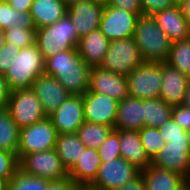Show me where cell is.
Listing matches in <instances>:
<instances>
[{
	"label": "cell",
	"mask_w": 190,
	"mask_h": 190,
	"mask_svg": "<svg viewBox=\"0 0 190 190\" xmlns=\"http://www.w3.org/2000/svg\"><path fill=\"white\" fill-rule=\"evenodd\" d=\"M90 73L91 67L82 60L77 48L45 59L44 74L56 78L71 95L83 96L89 90Z\"/></svg>",
	"instance_id": "cell-1"
},
{
	"label": "cell",
	"mask_w": 190,
	"mask_h": 190,
	"mask_svg": "<svg viewBox=\"0 0 190 190\" xmlns=\"http://www.w3.org/2000/svg\"><path fill=\"white\" fill-rule=\"evenodd\" d=\"M132 38L144 62L160 63L168 59L172 41L152 15L138 16Z\"/></svg>",
	"instance_id": "cell-2"
},
{
	"label": "cell",
	"mask_w": 190,
	"mask_h": 190,
	"mask_svg": "<svg viewBox=\"0 0 190 190\" xmlns=\"http://www.w3.org/2000/svg\"><path fill=\"white\" fill-rule=\"evenodd\" d=\"M79 39L67 14L54 24L38 28L35 32V44L44 59L64 50L77 48Z\"/></svg>",
	"instance_id": "cell-3"
},
{
	"label": "cell",
	"mask_w": 190,
	"mask_h": 190,
	"mask_svg": "<svg viewBox=\"0 0 190 190\" xmlns=\"http://www.w3.org/2000/svg\"><path fill=\"white\" fill-rule=\"evenodd\" d=\"M45 59L36 44L20 49L14 56L5 78L11 90L31 88L39 75L44 74Z\"/></svg>",
	"instance_id": "cell-4"
},
{
	"label": "cell",
	"mask_w": 190,
	"mask_h": 190,
	"mask_svg": "<svg viewBox=\"0 0 190 190\" xmlns=\"http://www.w3.org/2000/svg\"><path fill=\"white\" fill-rule=\"evenodd\" d=\"M5 107L19 129L47 118L40 99L31 88L12 90Z\"/></svg>",
	"instance_id": "cell-5"
},
{
	"label": "cell",
	"mask_w": 190,
	"mask_h": 190,
	"mask_svg": "<svg viewBox=\"0 0 190 190\" xmlns=\"http://www.w3.org/2000/svg\"><path fill=\"white\" fill-rule=\"evenodd\" d=\"M128 95L141 99L159 98L162 62H143L127 75Z\"/></svg>",
	"instance_id": "cell-6"
},
{
	"label": "cell",
	"mask_w": 190,
	"mask_h": 190,
	"mask_svg": "<svg viewBox=\"0 0 190 190\" xmlns=\"http://www.w3.org/2000/svg\"><path fill=\"white\" fill-rule=\"evenodd\" d=\"M144 61L133 38L110 41L109 48L101 64V68L110 72L127 76Z\"/></svg>",
	"instance_id": "cell-7"
},
{
	"label": "cell",
	"mask_w": 190,
	"mask_h": 190,
	"mask_svg": "<svg viewBox=\"0 0 190 190\" xmlns=\"http://www.w3.org/2000/svg\"><path fill=\"white\" fill-rule=\"evenodd\" d=\"M19 169L29 175L50 181L69 177L55 149L23 155L19 159Z\"/></svg>",
	"instance_id": "cell-8"
},
{
	"label": "cell",
	"mask_w": 190,
	"mask_h": 190,
	"mask_svg": "<svg viewBox=\"0 0 190 190\" xmlns=\"http://www.w3.org/2000/svg\"><path fill=\"white\" fill-rule=\"evenodd\" d=\"M140 174V170L124 158L101 162L95 180L85 190H116Z\"/></svg>",
	"instance_id": "cell-9"
},
{
	"label": "cell",
	"mask_w": 190,
	"mask_h": 190,
	"mask_svg": "<svg viewBox=\"0 0 190 190\" xmlns=\"http://www.w3.org/2000/svg\"><path fill=\"white\" fill-rule=\"evenodd\" d=\"M57 136L56 128L48 117L20 129L18 159L25 154L55 149Z\"/></svg>",
	"instance_id": "cell-10"
},
{
	"label": "cell",
	"mask_w": 190,
	"mask_h": 190,
	"mask_svg": "<svg viewBox=\"0 0 190 190\" xmlns=\"http://www.w3.org/2000/svg\"><path fill=\"white\" fill-rule=\"evenodd\" d=\"M151 165L179 173L186 179L190 176V148L188 140L168 141L151 160Z\"/></svg>",
	"instance_id": "cell-11"
},
{
	"label": "cell",
	"mask_w": 190,
	"mask_h": 190,
	"mask_svg": "<svg viewBox=\"0 0 190 190\" xmlns=\"http://www.w3.org/2000/svg\"><path fill=\"white\" fill-rule=\"evenodd\" d=\"M138 15L113 6H104L99 29L109 41L133 37Z\"/></svg>",
	"instance_id": "cell-12"
},
{
	"label": "cell",
	"mask_w": 190,
	"mask_h": 190,
	"mask_svg": "<svg viewBox=\"0 0 190 190\" xmlns=\"http://www.w3.org/2000/svg\"><path fill=\"white\" fill-rule=\"evenodd\" d=\"M118 103L119 101L106 94L95 93L88 90L83 95L85 121L114 128L117 118Z\"/></svg>",
	"instance_id": "cell-13"
},
{
	"label": "cell",
	"mask_w": 190,
	"mask_h": 190,
	"mask_svg": "<svg viewBox=\"0 0 190 190\" xmlns=\"http://www.w3.org/2000/svg\"><path fill=\"white\" fill-rule=\"evenodd\" d=\"M104 6L105 3L100 0H83L67 9V15L79 37L99 28Z\"/></svg>",
	"instance_id": "cell-14"
},
{
	"label": "cell",
	"mask_w": 190,
	"mask_h": 190,
	"mask_svg": "<svg viewBox=\"0 0 190 190\" xmlns=\"http://www.w3.org/2000/svg\"><path fill=\"white\" fill-rule=\"evenodd\" d=\"M48 118L59 134L76 133L85 122L83 96L70 95Z\"/></svg>",
	"instance_id": "cell-15"
},
{
	"label": "cell",
	"mask_w": 190,
	"mask_h": 190,
	"mask_svg": "<svg viewBox=\"0 0 190 190\" xmlns=\"http://www.w3.org/2000/svg\"><path fill=\"white\" fill-rule=\"evenodd\" d=\"M89 91L106 94L121 101L128 96L127 76L110 72L101 67H92Z\"/></svg>",
	"instance_id": "cell-16"
},
{
	"label": "cell",
	"mask_w": 190,
	"mask_h": 190,
	"mask_svg": "<svg viewBox=\"0 0 190 190\" xmlns=\"http://www.w3.org/2000/svg\"><path fill=\"white\" fill-rule=\"evenodd\" d=\"M31 89L40 99L47 117L71 95L56 78L46 74L39 75L32 84Z\"/></svg>",
	"instance_id": "cell-17"
},
{
	"label": "cell",
	"mask_w": 190,
	"mask_h": 190,
	"mask_svg": "<svg viewBox=\"0 0 190 190\" xmlns=\"http://www.w3.org/2000/svg\"><path fill=\"white\" fill-rule=\"evenodd\" d=\"M189 82L190 78L188 76L168 63L162 62V81L159 98L173 106L182 104Z\"/></svg>",
	"instance_id": "cell-18"
},
{
	"label": "cell",
	"mask_w": 190,
	"mask_h": 190,
	"mask_svg": "<svg viewBox=\"0 0 190 190\" xmlns=\"http://www.w3.org/2000/svg\"><path fill=\"white\" fill-rule=\"evenodd\" d=\"M110 41L95 29L80 37L77 50L82 60L91 68L100 67L109 48Z\"/></svg>",
	"instance_id": "cell-19"
},
{
	"label": "cell",
	"mask_w": 190,
	"mask_h": 190,
	"mask_svg": "<svg viewBox=\"0 0 190 190\" xmlns=\"http://www.w3.org/2000/svg\"><path fill=\"white\" fill-rule=\"evenodd\" d=\"M144 127V100L127 96L118 103L115 130L139 131Z\"/></svg>",
	"instance_id": "cell-20"
},
{
	"label": "cell",
	"mask_w": 190,
	"mask_h": 190,
	"mask_svg": "<svg viewBox=\"0 0 190 190\" xmlns=\"http://www.w3.org/2000/svg\"><path fill=\"white\" fill-rule=\"evenodd\" d=\"M153 17L172 42L188 38L189 23L183 16L178 3L156 12Z\"/></svg>",
	"instance_id": "cell-21"
},
{
	"label": "cell",
	"mask_w": 190,
	"mask_h": 190,
	"mask_svg": "<svg viewBox=\"0 0 190 190\" xmlns=\"http://www.w3.org/2000/svg\"><path fill=\"white\" fill-rule=\"evenodd\" d=\"M146 190H185L187 179L179 173L150 165L140 171Z\"/></svg>",
	"instance_id": "cell-22"
},
{
	"label": "cell",
	"mask_w": 190,
	"mask_h": 190,
	"mask_svg": "<svg viewBox=\"0 0 190 190\" xmlns=\"http://www.w3.org/2000/svg\"><path fill=\"white\" fill-rule=\"evenodd\" d=\"M101 165L97 149L85 148L78 161L68 171L69 178L86 189L96 178Z\"/></svg>",
	"instance_id": "cell-23"
},
{
	"label": "cell",
	"mask_w": 190,
	"mask_h": 190,
	"mask_svg": "<svg viewBox=\"0 0 190 190\" xmlns=\"http://www.w3.org/2000/svg\"><path fill=\"white\" fill-rule=\"evenodd\" d=\"M120 150L121 157L140 171L151 165V160L145 153L138 131L120 130Z\"/></svg>",
	"instance_id": "cell-24"
},
{
	"label": "cell",
	"mask_w": 190,
	"mask_h": 190,
	"mask_svg": "<svg viewBox=\"0 0 190 190\" xmlns=\"http://www.w3.org/2000/svg\"><path fill=\"white\" fill-rule=\"evenodd\" d=\"M67 7L60 0H33L30 14L36 29L50 26L67 14Z\"/></svg>",
	"instance_id": "cell-25"
},
{
	"label": "cell",
	"mask_w": 190,
	"mask_h": 190,
	"mask_svg": "<svg viewBox=\"0 0 190 190\" xmlns=\"http://www.w3.org/2000/svg\"><path fill=\"white\" fill-rule=\"evenodd\" d=\"M85 148L76 133L59 134L57 136L55 150L67 171L78 161Z\"/></svg>",
	"instance_id": "cell-26"
},
{
	"label": "cell",
	"mask_w": 190,
	"mask_h": 190,
	"mask_svg": "<svg viewBox=\"0 0 190 190\" xmlns=\"http://www.w3.org/2000/svg\"><path fill=\"white\" fill-rule=\"evenodd\" d=\"M173 105L161 98L144 100V126L161 127L172 118Z\"/></svg>",
	"instance_id": "cell-27"
},
{
	"label": "cell",
	"mask_w": 190,
	"mask_h": 190,
	"mask_svg": "<svg viewBox=\"0 0 190 190\" xmlns=\"http://www.w3.org/2000/svg\"><path fill=\"white\" fill-rule=\"evenodd\" d=\"M20 129L5 106L0 107V150L17 154Z\"/></svg>",
	"instance_id": "cell-28"
},
{
	"label": "cell",
	"mask_w": 190,
	"mask_h": 190,
	"mask_svg": "<svg viewBox=\"0 0 190 190\" xmlns=\"http://www.w3.org/2000/svg\"><path fill=\"white\" fill-rule=\"evenodd\" d=\"M12 26L23 29H36L30 11H17L10 6L7 0H0V27L7 30Z\"/></svg>",
	"instance_id": "cell-29"
},
{
	"label": "cell",
	"mask_w": 190,
	"mask_h": 190,
	"mask_svg": "<svg viewBox=\"0 0 190 190\" xmlns=\"http://www.w3.org/2000/svg\"><path fill=\"white\" fill-rule=\"evenodd\" d=\"M113 129L107 125L85 121L76 134L86 148L98 149Z\"/></svg>",
	"instance_id": "cell-30"
},
{
	"label": "cell",
	"mask_w": 190,
	"mask_h": 190,
	"mask_svg": "<svg viewBox=\"0 0 190 190\" xmlns=\"http://www.w3.org/2000/svg\"><path fill=\"white\" fill-rule=\"evenodd\" d=\"M166 63L190 78V41L186 39L172 42Z\"/></svg>",
	"instance_id": "cell-31"
},
{
	"label": "cell",
	"mask_w": 190,
	"mask_h": 190,
	"mask_svg": "<svg viewBox=\"0 0 190 190\" xmlns=\"http://www.w3.org/2000/svg\"><path fill=\"white\" fill-rule=\"evenodd\" d=\"M49 181L18 169L8 182V190H46Z\"/></svg>",
	"instance_id": "cell-32"
},
{
	"label": "cell",
	"mask_w": 190,
	"mask_h": 190,
	"mask_svg": "<svg viewBox=\"0 0 190 190\" xmlns=\"http://www.w3.org/2000/svg\"><path fill=\"white\" fill-rule=\"evenodd\" d=\"M141 143L146 155L152 160L155 155L165 146L166 141L163 138L159 128L144 126L139 131Z\"/></svg>",
	"instance_id": "cell-33"
},
{
	"label": "cell",
	"mask_w": 190,
	"mask_h": 190,
	"mask_svg": "<svg viewBox=\"0 0 190 190\" xmlns=\"http://www.w3.org/2000/svg\"><path fill=\"white\" fill-rule=\"evenodd\" d=\"M35 32L36 29H23L12 26L4 31L5 42L19 49L30 47L35 44Z\"/></svg>",
	"instance_id": "cell-34"
},
{
	"label": "cell",
	"mask_w": 190,
	"mask_h": 190,
	"mask_svg": "<svg viewBox=\"0 0 190 190\" xmlns=\"http://www.w3.org/2000/svg\"><path fill=\"white\" fill-rule=\"evenodd\" d=\"M97 150L101 162H109L114 158L121 157L120 130L113 129Z\"/></svg>",
	"instance_id": "cell-35"
},
{
	"label": "cell",
	"mask_w": 190,
	"mask_h": 190,
	"mask_svg": "<svg viewBox=\"0 0 190 190\" xmlns=\"http://www.w3.org/2000/svg\"><path fill=\"white\" fill-rule=\"evenodd\" d=\"M18 169L19 159L17 154L0 150V177L10 181Z\"/></svg>",
	"instance_id": "cell-36"
},
{
	"label": "cell",
	"mask_w": 190,
	"mask_h": 190,
	"mask_svg": "<svg viewBox=\"0 0 190 190\" xmlns=\"http://www.w3.org/2000/svg\"><path fill=\"white\" fill-rule=\"evenodd\" d=\"M159 131L166 142L187 139L186 130L175 122L173 118L159 127Z\"/></svg>",
	"instance_id": "cell-37"
},
{
	"label": "cell",
	"mask_w": 190,
	"mask_h": 190,
	"mask_svg": "<svg viewBox=\"0 0 190 190\" xmlns=\"http://www.w3.org/2000/svg\"><path fill=\"white\" fill-rule=\"evenodd\" d=\"M143 15H154L156 12L165 10L177 2L176 0H140Z\"/></svg>",
	"instance_id": "cell-38"
},
{
	"label": "cell",
	"mask_w": 190,
	"mask_h": 190,
	"mask_svg": "<svg viewBox=\"0 0 190 190\" xmlns=\"http://www.w3.org/2000/svg\"><path fill=\"white\" fill-rule=\"evenodd\" d=\"M19 51L20 49L16 46L5 42L0 49V74L5 75L8 68L11 66L14 56H16Z\"/></svg>",
	"instance_id": "cell-39"
},
{
	"label": "cell",
	"mask_w": 190,
	"mask_h": 190,
	"mask_svg": "<svg viewBox=\"0 0 190 190\" xmlns=\"http://www.w3.org/2000/svg\"><path fill=\"white\" fill-rule=\"evenodd\" d=\"M105 5L124 9L131 13H136L138 16L142 15L140 0H105Z\"/></svg>",
	"instance_id": "cell-40"
},
{
	"label": "cell",
	"mask_w": 190,
	"mask_h": 190,
	"mask_svg": "<svg viewBox=\"0 0 190 190\" xmlns=\"http://www.w3.org/2000/svg\"><path fill=\"white\" fill-rule=\"evenodd\" d=\"M172 118L183 129H190V108L182 104L173 106Z\"/></svg>",
	"instance_id": "cell-41"
},
{
	"label": "cell",
	"mask_w": 190,
	"mask_h": 190,
	"mask_svg": "<svg viewBox=\"0 0 190 190\" xmlns=\"http://www.w3.org/2000/svg\"><path fill=\"white\" fill-rule=\"evenodd\" d=\"M46 190H85L82 186L76 184L69 177L61 180H51L48 182Z\"/></svg>",
	"instance_id": "cell-42"
},
{
	"label": "cell",
	"mask_w": 190,
	"mask_h": 190,
	"mask_svg": "<svg viewBox=\"0 0 190 190\" xmlns=\"http://www.w3.org/2000/svg\"><path fill=\"white\" fill-rule=\"evenodd\" d=\"M11 91L5 76L0 74V107L6 106Z\"/></svg>",
	"instance_id": "cell-43"
},
{
	"label": "cell",
	"mask_w": 190,
	"mask_h": 190,
	"mask_svg": "<svg viewBox=\"0 0 190 190\" xmlns=\"http://www.w3.org/2000/svg\"><path fill=\"white\" fill-rule=\"evenodd\" d=\"M116 190H146L144 179L142 175L139 174L135 179L127 182L125 185Z\"/></svg>",
	"instance_id": "cell-44"
},
{
	"label": "cell",
	"mask_w": 190,
	"mask_h": 190,
	"mask_svg": "<svg viewBox=\"0 0 190 190\" xmlns=\"http://www.w3.org/2000/svg\"><path fill=\"white\" fill-rule=\"evenodd\" d=\"M11 7L16 9L17 11L28 12L31 9V5L33 0H7Z\"/></svg>",
	"instance_id": "cell-45"
},
{
	"label": "cell",
	"mask_w": 190,
	"mask_h": 190,
	"mask_svg": "<svg viewBox=\"0 0 190 190\" xmlns=\"http://www.w3.org/2000/svg\"><path fill=\"white\" fill-rule=\"evenodd\" d=\"M178 5L180 6L183 16L190 25V0H181L178 2Z\"/></svg>",
	"instance_id": "cell-46"
},
{
	"label": "cell",
	"mask_w": 190,
	"mask_h": 190,
	"mask_svg": "<svg viewBox=\"0 0 190 190\" xmlns=\"http://www.w3.org/2000/svg\"><path fill=\"white\" fill-rule=\"evenodd\" d=\"M182 105L190 108V82H189L188 88L186 89V93H185V96L183 98Z\"/></svg>",
	"instance_id": "cell-47"
},
{
	"label": "cell",
	"mask_w": 190,
	"mask_h": 190,
	"mask_svg": "<svg viewBox=\"0 0 190 190\" xmlns=\"http://www.w3.org/2000/svg\"><path fill=\"white\" fill-rule=\"evenodd\" d=\"M8 180L0 177V190H8Z\"/></svg>",
	"instance_id": "cell-48"
},
{
	"label": "cell",
	"mask_w": 190,
	"mask_h": 190,
	"mask_svg": "<svg viewBox=\"0 0 190 190\" xmlns=\"http://www.w3.org/2000/svg\"><path fill=\"white\" fill-rule=\"evenodd\" d=\"M67 8L71 7L72 5L76 4L79 1L83 0H60Z\"/></svg>",
	"instance_id": "cell-49"
},
{
	"label": "cell",
	"mask_w": 190,
	"mask_h": 190,
	"mask_svg": "<svg viewBox=\"0 0 190 190\" xmlns=\"http://www.w3.org/2000/svg\"><path fill=\"white\" fill-rule=\"evenodd\" d=\"M4 29H2L0 27V49L3 47V45L5 44V36H4Z\"/></svg>",
	"instance_id": "cell-50"
},
{
	"label": "cell",
	"mask_w": 190,
	"mask_h": 190,
	"mask_svg": "<svg viewBox=\"0 0 190 190\" xmlns=\"http://www.w3.org/2000/svg\"><path fill=\"white\" fill-rule=\"evenodd\" d=\"M186 136H187V140H188V146L190 148V129L186 130Z\"/></svg>",
	"instance_id": "cell-51"
},
{
	"label": "cell",
	"mask_w": 190,
	"mask_h": 190,
	"mask_svg": "<svg viewBox=\"0 0 190 190\" xmlns=\"http://www.w3.org/2000/svg\"><path fill=\"white\" fill-rule=\"evenodd\" d=\"M187 189L190 190V176H189V178L187 179Z\"/></svg>",
	"instance_id": "cell-52"
},
{
	"label": "cell",
	"mask_w": 190,
	"mask_h": 190,
	"mask_svg": "<svg viewBox=\"0 0 190 190\" xmlns=\"http://www.w3.org/2000/svg\"><path fill=\"white\" fill-rule=\"evenodd\" d=\"M187 39L190 41V25H189L188 38Z\"/></svg>",
	"instance_id": "cell-53"
}]
</instances>
